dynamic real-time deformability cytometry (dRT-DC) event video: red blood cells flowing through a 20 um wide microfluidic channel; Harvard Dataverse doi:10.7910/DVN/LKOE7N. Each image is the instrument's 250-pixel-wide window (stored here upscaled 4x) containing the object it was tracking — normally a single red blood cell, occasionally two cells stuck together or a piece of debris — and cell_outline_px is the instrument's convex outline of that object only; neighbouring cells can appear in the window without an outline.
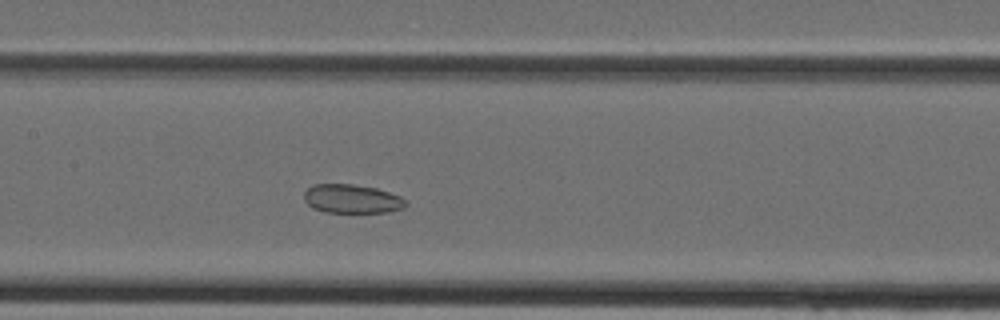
{"species": "Egyptian fruit bat (a non-hibernating species)", "species_latin": "Rousettus aegyptiacus", "temperature_condition": "cold", "stored_images_in_passage": 34, "camera_frame_rate_fps": 3000, "um_per_image_px": 0.085, "animal": {"sex": "female"}, "frame": {"image": 1, "passage_image": 14, "time_ms": 4.333, "image_size_px": [1000, 320], "cell_outline_px": [[408, 204], [404, 208], [388, 212], [324, 212], [312, 208], [304, 200], [304, 192], [312, 184], [352, 184], [376, 188], [400, 196], [408, 200]], "centroid_in_image_um": [29.92, 16.9], "position_along_channel_um": 177.5, "area_um2": 17.22}}
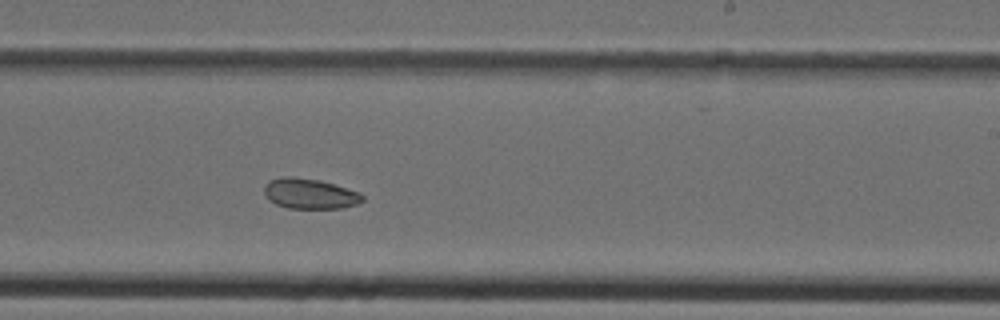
{"frame": {"image": 2, "passage_image": 19, "time_ms": 6.0, "image_size_px": [1000, 320], "cell_outline_px": [[364, 200], [356, 204], [344, 208], [288, 208], [276, 204], [268, 200], [264, 192], [264, 188], [268, 180], [280, 176], [292, 176], [320, 180], [360, 192], [364, 196]], "centroid_in_image_um": [26.32, 16.45], "position_along_channel_um": 262.7, "area_um2": 17.51}}
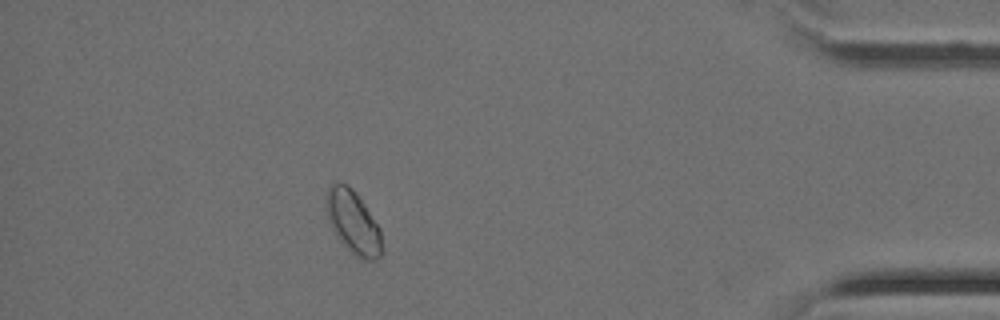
{"frame": {"image": 3, "passage_image": 30, "time_ms": 9.667, "image_size_px": [1000, 320], "cell_outline_px": [[384, 252], [376, 260], [364, 260], [356, 256], [336, 236], [332, 228], [328, 216], [324, 200], [328, 188], [336, 180], [348, 184], [356, 192], [380, 228]], "centroid_in_image_um": [30.03, 18.87], "position_along_channel_um": 405.2, "area_um2": 20.69}}